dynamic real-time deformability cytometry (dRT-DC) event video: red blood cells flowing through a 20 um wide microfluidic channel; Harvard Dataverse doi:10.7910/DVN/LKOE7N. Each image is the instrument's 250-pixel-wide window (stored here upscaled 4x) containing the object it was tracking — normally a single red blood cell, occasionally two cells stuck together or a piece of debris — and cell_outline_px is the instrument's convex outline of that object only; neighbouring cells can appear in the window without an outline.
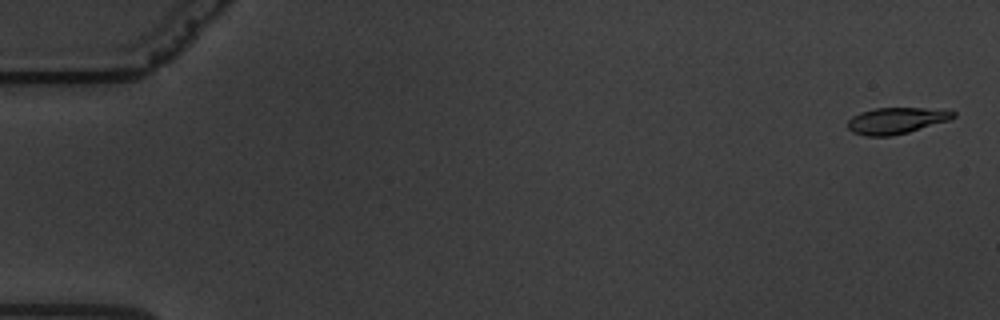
{"species": "common noctule bat (a hibernating species)", "species_latin": "Nyctalus noctula", "temperature_condition": "warm", "stored_images_in_passage": 16, "camera_frame_rate_fps": 3000, "um_per_image_px": 0.085, "animal": {"sex": "male", "body_mass_g": 19.5, "forearm_length_mm": 54.6}, "frame": {"image": 1, "passage_image": 2, "time_ms": 0.333, "image_size_px": [1000, 320], "cell_outline_px": [[956, 116], [948, 120], [908, 132], [892, 136], [864, 136], [852, 132], [848, 128], [848, 120], [852, 116], [860, 112], [876, 108], [944, 108], [956, 112]], "centroid_in_image_um": [76.2, 10.24], "position_along_channel_um": 8.8, "area_um2": 16.3}}
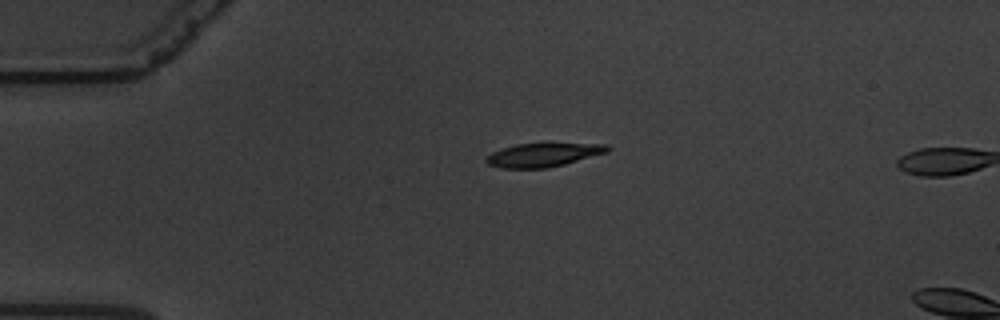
{"frame": {"image": 2, "passage_image": 15, "time_ms": 4.667, "image_size_px": [1000, 320], "cell_outline_px": [[612, 148], [608, 152], [564, 164], [548, 168], [500, 168], [488, 164], [484, 160], [492, 152], [516, 144], [608, 144]], "centroid_in_image_um": [46.18, 13.17], "position_along_channel_um": 38.8, "area_um2": 16.47}}